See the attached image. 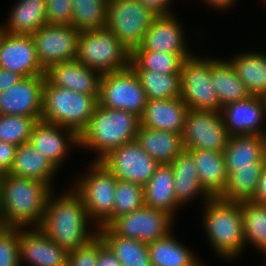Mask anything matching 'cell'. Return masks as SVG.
I'll use <instances>...</instances> for the list:
<instances>
[{"label":"cell","instance_id":"cell-1","mask_svg":"<svg viewBox=\"0 0 266 266\" xmlns=\"http://www.w3.org/2000/svg\"><path fill=\"white\" fill-rule=\"evenodd\" d=\"M52 193L53 191L47 197L39 228L67 252L76 250L97 235L98 230L93 233L87 230L91 219L80 196L74 190L56 198Z\"/></svg>","mask_w":266,"mask_h":266},{"label":"cell","instance_id":"cell-2","mask_svg":"<svg viewBox=\"0 0 266 266\" xmlns=\"http://www.w3.org/2000/svg\"><path fill=\"white\" fill-rule=\"evenodd\" d=\"M53 190L41 181L5 173L2 179L0 217L10 228L39 227L48 195Z\"/></svg>","mask_w":266,"mask_h":266},{"label":"cell","instance_id":"cell-3","mask_svg":"<svg viewBox=\"0 0 266 266\" xmlns=\"http://www.w3.org/2000/svg\"><path fill=\"white\" fill-rule=\"evenodd\" d=\"M141 126L140 116L97 104L87 128L79 135V146L98 152L94 161H101L111 151L136 139Z\"/></svg>","mask_w":266,"mask_h":266},{"label":"cell","instance_id":"cell-4","mask_svg":"<svg viewBox=\"0 0 266 266\" xmlns=\"http://www.w3.org/2000/svg\"><path fill=\"white\" fill-rule=\"evenodd\" d=\"M204 208V230L213 249L226 259L236 258L245 248L240 202L216 197L207 200Z\"/></svg>","mask_w":266,"mask_h":266},{"label":"cell","instance_id":"cell-5","mask_svg":"<svg viewBox=\"0 0 266 266\" xmlns=\"http://www.w3.org/2000/svg\"><path fill=\"white\" fill-rule=\"evenodd\" d=\"M98 98L99 95H86L51 85L45 79L41 120L69 128L80 135L94 114Z\"/></svg>","mask_w":266,"mask_h":266},{"label":"cell","instance_id":"cell-6","mask_svg":"<svg viewBox=\"0 0 266 266\" xmlns=\"http://www.w3.org/2000/svg\"><path fill=\"white\" fill-rule=\"evenodd\" d=\"M129 51L107 28L80 31L75 60L102 75L130 65Z\"/></svg>","mask_w":266,"mask_h":266},{"label":"cell","instance_id":"cell-7","mask_svg":"<svg viewBox=\"0 0 266 266\" xmlns=\"http://www.w3.org/2000/svg\"><path fill=\"white\" fill-rule=\"evenodd\" d=\"M92 163L73 190L80 196L89 218L100 227L113 214L118 179L102 162Z\"/></svg>","mask_w":266,"mask_h":266},{"label":"cell","instance_id":"cell-8","mask_svg":"<svg viewBox=\"0 0 266 266\" xmlns=\"http://www.w3.org/2000/svg\"><path fill=\"white\" fill-rule=\"evenodd\" d=\"M155 17L138 0H111L108 1L106 27L131 54L140 47Z\"/></svg>","mask_w":266,"mask_h":266},{"label":"cell","instance_id":"cell-9","mask_svg":"<svg viewBox=\"0 0 266 266\" xmlns=\"http://www.w3.org/2000/svg\"><path fill=\"white\" fill-rule=\"evenodd\" d=\"M146 93L134 70L103 74L100 82L98 104L115 110H124L142 116L147 104Z\"/></svg>","mask_w":266,"mask_h":266},{"label":"cell","instance_id":"cell-10","mask_svg":"<svg viewBox=\"0 0 266 266\" xmlns=\"http://www.w3.org/2000/svg\"><path fill=\"white\" fill-rule=\"evenodd\" d=\"M181 95L184 103L193 110L221 111L211 81V59H185L181 66Z\"/></svg>","mask_w":266,"mask_h":266},{"label":"cell","instance_id":"cell-11","mask_svg":"<svg viewBox=\"0 0 266 266\" xmlns=\"http://www.w3.org/2000/svg\"><path fill=\"white\" fill-rule=\"evenodd\" d=\"M182 137L185 150L224 152L230 135L221 111L189 109Z\"/></svg>","mask_w":266,"mask_h":266},{"label":"cell","instance_id":"cell-12","mask_svg":"<svg viewBox=\"0 0 266 266\" xmlns=\"http://www.w3.org/2000/svg\"><path fill=\"white\" fill-rule=\"evenodd\" d=\"M173 217L168 213L143 206L116 218L108 227L118 236L150 243L171 233Z\"/></svg>","mask_w":266,"mask_h":266},{"label":"cell","instance_id":"cell-13","mask_svg":"<svg viewBox=\"0 0 266 266\" xmlns=\"http://www.w3.org/2000/svg\"><path fill=\"white\" fill-rule=\"evenodd\" d=\"M102 162L118 180L144 186L154 175L160 163L150 157L135 140L111 151Z\"/></svg>","mask_w":266,"mask_h":266},{"label":"cell","instance_id":"cell-14","mask_svg":"<svg viewBox=\"0 0 266 266\" xmlns=\"http://www.w3.org/2000/svg\"><path fill=\"white\" fill-rule=\"evenodd\" d=\"M79 34L72 25L50 24L32 34L41 66L46 70L52 64L74 60Z\"/></svg>","mask_w":266,"mask_h":266},{"label":"cell","instance_id":"cell-15","mask_svg":"<svg viewBox=\"0 0 266 266\" xmlns=\"http://www.w3.org/2000/svg\"><path fill=\"white\" fill-rule=\"evenodd\" d=\"M0 68L23 78L45 75L31 35L0 33Z\"/></svg>","mask_w":266,"mask_h":266},{"label":"cell","instance_id":"cell-16","mask_svg":"<svg viewBox=\"0 0 266 266\" xmlns=\"http://www.w3.org/2000/svg\"><path fill=\"white\" fill-rule=\"evenodd\" d=\"M45 75L22 78L0 93V115H21L41 120Z\"/></svg>","mask_w":266,"mask_h":266},{"label":"cell","instance_id":"cell-17","mask_svg":"<svg viewBox=\"0 0 266 266\" xmlns=\"http://www.w3.org/2000/svg\"><path fill=\"white\" fill-rule=\"evenodd\" d=\"M224 124L230 136H266L260 126L266 117V98L250 96L247 99L226 104L221 108ZM265 115V116H264Z\"/></svg>","mask_w":266,"mask_h":266},{"label":"cell","instance_id":"cell-18","mask_svg":"<svg viewBox=\"0 0 266 266\" xmlns=\"http://www.w3.org/2000/svg\"><path fill=\"white\" fill-rule=\"evenodd\" d=\"M19 250L20 266L23 261L30 266H67L68 252L51 241L39 227L28 231L19 228Z\"/></svg>","mask_w":266,"mask_h":266},{"label":"cell","instance_id":"cell-19","mask_svg":"<svg viewBox=\"0 0 266 266\" xmlns=\"http://www.w3.org/2000/svg\"><path fill=\"white\" fill-rule=\"evenodd\" d=\"M102 74L77 60L50 65L45 79L54 86L86 95H99Z\"/></svg>","mask_w":266,"mask_h":266},{"label":"cell","instance_id":"cell-20","mask_svg":"<svg viewBox=\"0 0 266 266\" xmlns=\"http://www.w3.org/2000/svg\"><path fill=\"white\" fill-rule=\"evenodd\" d=\"M29 142L58 169L68 154L69 146L73 144L79 147L80 139L69 128L40 120L34 125Z\"/></svg>","mask_w":266,"mask_h":266},{"label":"cell","instance_id":"cell-21","mask_svg":"<svg viewBox=\"0 0 266 266\" xmlns=\"http://www.w3.org/2000/svg\"><path fill=\"white\" fill-rule=\"evenodd\" d=\"M181 24L173 16H156L147 30L140 47L147 51H162L180 54L184 59L191 57L187 50L185 34Z\"/></svg>","mask_w":266,"mask_h":266},{"label":"cell","instance_id":"cell-22","mask_svg":"<svg viewBox=\"0 0 266 266\" xmlns=\"http://www.w3.org/2000/svg\"><path fill=\"white\" fill-rule=\"evenodd\" d=\"M189 107L180 97L148 99L140 117L141 126L182 134Z\"/></svg>","mask_w":266,"mask_h":266},{"label":"cell","instance_id":"cell-23","mask_svg":"<svg viewBox=\"0 0 266 266\" xmlns=\"http://www.w3.org/2000/svg\"><path fill=\"white\" fill-rule=\"evenodd\" d=\"M195 162L199 182L211 197H220L226 188L228 172L223 152L209 150H188Z\"/></svg>","mask_w":266,"mask_h":266},{"label":"cell","instance_id":"cell-24","mask_svg":"<svg viewBox=\"0 0 266 266\" xmlns=\"http://www.w3.org/2000/svg\"><path fill=\"white\" fill-rule=\"evenodd\" d=\"M223 153L228 175L237 167H256L266 162V136H230Z\"/></svg>","mask_w":266,"mask_h":266},{"label":"cell","instance_id":"cell-25","mask_svg":"<svg viewBox=\"0 0 266 266\" xmlns=\"http://www.w3.org/2000/svg\"><path fill=\"white\" fill-rule=\"evenodd\" d=\"M136 141L160 164H170L185 150L182 134L140 126Z\"/></svg>","mask_w":266,"mask_h":266},{"label":"cell","instance_id":"cell-26","mask_svg":"<svg viewBox=\"0 0 266 266\" xmlns=\"http://www.w3.org/2000/svg\"><path fill=\"white\" fill-rule=\"evenodd\" d=\"M144 195L145 206L164 211L174 218L180 204L176 200L174 173L170 164H160L144 185Z\"/></svg>","mask_w":266,"mask_h":266},{"label":"cell","instance_id":"cell-27","mask_svg":"<svg viewBox=\"0 0 266 266\" xmlns=\"http://www.w3.org/2000/svg\"><path fill=\"white\" fill-rule=\"evenodd\" d=\"M56 170L58 169L48 158L39 153L30 142H27L17 147L9 174L41 181L53 189L50 181Z\"/></svg>","mask_w":266,"mask_h":266},{"label":"cell","instance_id":"cell-28","mask_svg":"<svg viewBox=\"0 0 266 266\" xmlns=\"http://www.w3.org/2000/svg\"><path fill=\"white\" fill-rule=\"evenodd\" d=\"M9 15L7 24L1 26L6 33L32 35L48 24L46 0H19Z\"/></svg>","mask_w":266,"mask_h":266},{"label":"cell","instance_id":"cell-29","mask_svg":"<svg viewBox=\"0 0 266 266\" xmlns=\"http://www.w3.org/2000/svg\"><path fill=\"white\" fill-rule=\"evenodd\" d=\"M170 165L174 173L176 200L180 205L193 200L197 195L203 194L204 202L211 198L199 182L195 162L188 150L181 152Z\"/></svg>","mask_w":266,"mask_h":266},{"label":"cell","instance_id":"cell-30","mask_svg":"<svg viewBox=\"0 0 266 266\" xmlns=\"http://www.w3.org/2000/svg\"><path fill=\"white\" fill-rule=\"evenodd\" d=\"M211 81L221 108L226 104L251 96L229 60H218L211 57Z\"/></svg>","mask_w":266,"mask_h":266},{"label":"cell","instance_id":"cell-31","mask_svg":"<svg viewBox=\"0 0 266 266\" xmlns=\"http://www.w3.org/2000/svg\"><path fill=\"white\" fill-rule=\"evenodd\" d=\"M230 60L251 96L266 98V54L247 52Z\"/></svg>","mask_w":266,"mask_h":266},{"label":"cell","instance_id":"cell-32","mask_svg":"<svg viewBox=\"0 0 266 266\" xmlns=\"http://www.w3.org/2000/svg\"><path fill=\"white\" fill-rule=\"evenodd\" d=\"M97 230L121 266H152L147 243L120 237L109 227H98Z\"/></svg>","mask_w":266,"mask_h":266},{"label":"cell","instance_id":"cell-33","mask_svg":"<svg viewBox=\"0 0 266 266\" xmlns=\"http://www.w3.org/2000/svg\"><path fill=\"white\" fill-rule=\"evenodd\" d=\"M148 251L152 266H202L185 245L173 238L172 233L148 243Z\"/></svg>","mask_w":266,"mask_h":266},{"label":"cell","instance_id":"cell-34","mask_svg":"<svg viewBox=\"0 0 266 266\" xmlns=\"http://www.w3.org/2000/svg\"><path fill=\"white\" fill-rule=\"evenodd\" d=\"M265 163L260 162L256 167L235 168L228 175L226 188L219 198L234 202L251 200Z\"/></svg>","mask_w":266,"mask_h":266},{"label":"cell","instance_id":"cell-35","mask_svg":"<svg viewBox=\"0 0 266 266\" xmlns=\"http://www.w3.org/2000/svg\"><path fill=\"white\" fill-rule=\"evenodd\" d=\"M147 99H170L181 95V74L134 70Z\"/></svg>","mask_w":266,"mask_h":266},{"label":"cell","instance_id":"cell-36","mask_svg":"<svg viewBox=\"0 0 266 266\" xmlns=\"http://www.w3.org/2000/svg\"><path fill=\"white\" fill-rule=\"evenodd\" d=\"M243 219L245 246L252 243L261 252H266V205L246 200L240 202Z\"/></svg>","mask_w":266,"mask_h":266},{"label":"cell","instance_id":"cell-37","mask_svg":"<svg viewBox=\"0 0 266 266\" xmlns=\"http://www.w3.org/2000/svg\"><path fill=\"white\" fill-rule=\"evenodd\" d=\"M184 60L180 54L135 49L131 53L129 66L133 70H150L162 74L180 73Z\"/></svg>","mask_w":266,"mask_h":266},{"label":"cell","instance_id":"cell-38","mask_svg":"<svg viewBox=\"0 0 266 266\" xmlns=\"http://www.w3.org/2000/svg\"><path fill=\"white\" fill-rule=\"evenodd\" d=\"M71 25L79 31L104 28L107 25L108 0H71Z\"/></svg>","mask_w":266,"mask_h":266},{"label":"cell","instance_id":"cell-39","mask_svg":"<svg viewBox=\"0 0 266 266\" xmlns=\"http://www.w3.org/2000/svg\"><path fill=\"white\" fill-rule=\"evenodd\" d=\"M113 214L100 226L108 227L116 218L129 214L145 205L144 186L117 180Z\"/></svg>","mask_w":266,"mask_h":266},{"label":"cell","instance_id":"cell-40","mask_svg":"<svg viewBox=\"0 0 266 266\" xmlns=\"http://www.w3.org/2000/svg\"><path fill=\"white\" fill-rule=\"evenodd\" d=\"M37 121L28 116L0 115V141L16 146L29 142Z\"/></svg>","mask_w":266,"mask_h":266},{"label":"cell","instance_id":"cell-41","mask_svg":"<svg viewBox=\"0 0 266 266\" xmlns=\"http://www.w3.org/2000/svg\"><path fill=\"white\" fill-rule=\"evenodd\" d=\"M19 228H9L0 238V266H20Z\"/></svg>","mask_w":266,"mask_h":266},{"label":"cell","instance_id":"cell-42","mask_svg":"<svg viewBox=\"0 0 266 266\" xmlns=\"http://www.w3.org/2000/svg\"><path fill=\"white\" fill-rule=\"evenodd\" d=\"M98 234L76 250L68 252L67 266H96Z\"/></svg>","mask_w":266,"mask_h":266},{"label":"cell","instance_id":"cell-43","mask_svg":"<svg viewBox=\"0 0 266 266\" xmlns=\"http://www.w3.org/2000/svg\"><path fill=\"white\" fill-rule=\"evenodd\" d=\"M71 0H46V20L50 25H71Z\"/></svg>","mask_w":266,"mask_h":266},{"label":"cell","instance_id":"cell-44","mask_svg":"<svg viewBox=\"0 0 266 266\" xmlns=\"http://www.w3.org/2000/svg\"><path fill=\"white\" fill-rule=\"evenodd\" d=\"M96 266H121L114 252L98 233V257Z\"/></svg>","mask_w":266,"mask_h":266},{"label":"cell","instance_id":"cell-45","mask_svg":"<svg viewBox=\"0 0 266 266\" xmlns=\"http://www.w3.org/2000/svg\"><path fill=\"white\" fill-rule=\"evenodd\" d=\"M17 147L11 143L0 141V171L4 174L9 173L13 166Z\"/></svg>","mask_w":266,"mask_h":266},{"label":"cell","instance_id":"cell-46","mask_svg":"<svg viewBox=\"0 0 266 266\" xmlns=\"http://www.w3.org/2000/svg\"><path fill=\"white\" fill-rule=\"evenodd\" d=\"M145 8L149 9L156 16L170 15L169 5L172 0H138Z\"/></svg>","mask_w":266,"mask_h":266},{"label":"cell","instance_id":"cell-47","mask_svg":"<svg viewBox=\"0 0 266 266\" xmlns=\"http://www.w3.org/2000/svg\"><path fill=\"white\" fill-rule=\"evenodd\" d=\"M251 201L266 205V163L263 166L261 176L258 180L256 192Z\"/></svg>","mask_w":266,"mask_h":266},{"label":"cell","instance_id":"cell-48","mask_svg":"<svg viewBox=\"0 0 266 266\" xmlns=\"http://www.w3.org/2000/svg\"><path fill=\"white\" fill-rule=\"evenodd\" d=\"M23 77L17 73L0 68V93L18 83Z\"/></svg>","mask_w":266,"mask_h":266},{"label":"cell","instance_id":"cell-49","mask_svg":"<svg viewBox=\"0 0 266 266\" xmlns=\"http://www.w3.org/2000/svg\"><path fill=\"white\" fill-rule=\"evenodd\" d=\"M211 7H215L217 10L231 7L236 0H204Z\"/></svg>","mask_w":266,"mask_h":266},{"label":"cell","instance_id":"cell-50","mask_svg":"<svg viewBox=\"0 0 266 266\" xmlns=\"http://www.w3.org/2000/svg\"><path fill=\"white\" fill-rule=\"evenodd\" d=\"M10 227L6 224L4 219L0 217V238L4 235V233L9 229Z\"/></svg>","mask_w":266,"mask_h":266},{"label":"cell","instance_id":"cell-51","mask_svg":"<svg viewBox=\"0 0 266 266\" xmlns=\"http://www.w3.org/2000/svg\"><path fill=\"white\" fill-rule=\"evenodd\" d=\"M4 177V173L0 171V199H1V188H2V179Z\"/></svg>","mask_w":266,"mask_h":266}]
</instances>
